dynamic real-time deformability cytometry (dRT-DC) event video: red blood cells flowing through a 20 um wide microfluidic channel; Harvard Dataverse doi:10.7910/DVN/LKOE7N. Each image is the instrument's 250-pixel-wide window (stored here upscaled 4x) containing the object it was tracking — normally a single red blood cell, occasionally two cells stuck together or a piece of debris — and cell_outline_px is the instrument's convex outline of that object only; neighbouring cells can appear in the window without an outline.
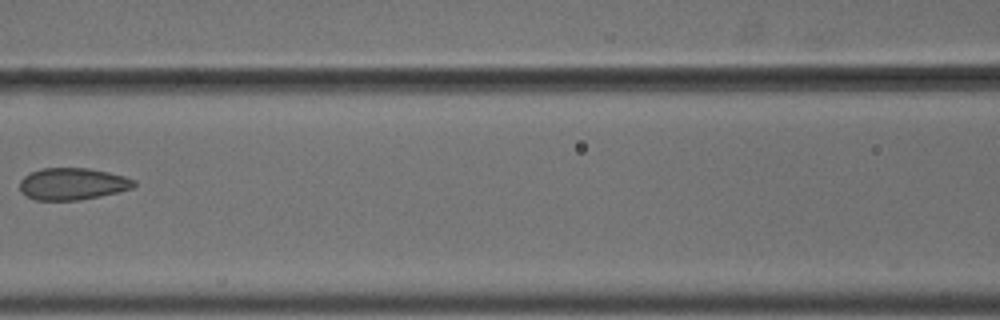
{"species": "common noctule bat (a hibernating species)", "species_latin": "Nyctalus noctula", "temperature_condition": "cold", "stored_images_in_passage": 8, "camera_frame_rate_fps": 3000, "um_per_image_px": 0.085, "animal": {"sex": "male", "body_mass_g": 18.8}, "frame": {"image": 1, "passage_image": 7, "time_ms": 2.0, "image_size_px": [1000, 320], "cell_outline_px": [[136, 184], [132, 188], [100, 196], [80, 200], [36, 200], [20, 192], [20, 180], [24, 176], [40, 168], [88, 168], [108, 172], [124, 176], [136, 180]], "centroid_in_image_um": [6.16, 15.63], "position_along_channel_um": 160.4, "area_um2": 21.21}}
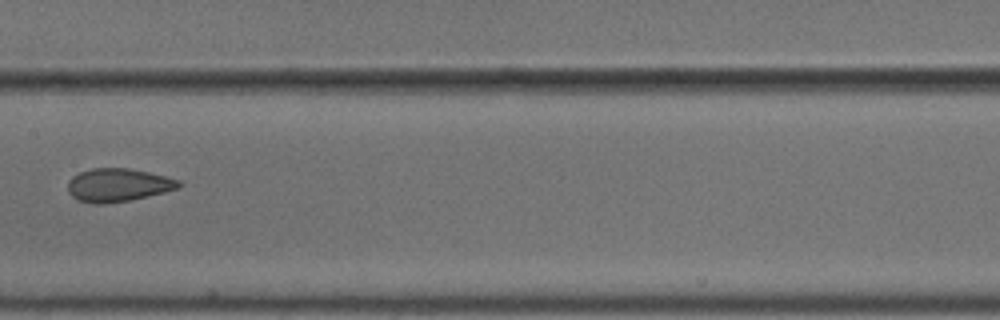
{"frame": {"image": 2, "passage_image": 8, "time_ms": 2.333, "image_size_px": [1000, 320], "cell_outline_px": [[184, 184], [180, 188], [148, 196], [128, 200], [104, 204], [92, 204], [76, 200], [68, 192], [68, 180], [72, 176], [80, 172], [92, 168], [128, 168], [148, 172], [180, 180]], "centroid_in_image_um": [10.02, 15.73], "position_along_channel_um": 197.4, "area_um2": 21.62}}